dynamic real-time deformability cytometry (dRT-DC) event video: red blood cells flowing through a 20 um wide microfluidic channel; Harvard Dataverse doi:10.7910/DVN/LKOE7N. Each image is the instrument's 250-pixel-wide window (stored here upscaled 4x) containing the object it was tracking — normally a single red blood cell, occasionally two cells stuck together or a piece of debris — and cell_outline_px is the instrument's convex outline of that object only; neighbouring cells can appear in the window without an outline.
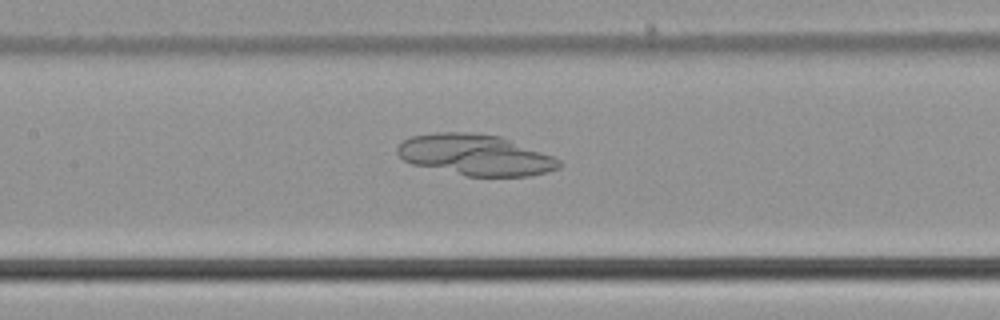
{"species": "common noctule bat (a hibernating species)", "species_latin": "Nyctalus noctula", "temperature_condition": "cold", "stored_images_in_passage": 54, "camera_frame_rate_fps": 3000, "um_per_image_px": 0.085, "animal": {"sex": "male", "body_mass_g": 21.5, "forearm_length_mm": 52.0}, "frame": {"image": 1, "passage_image": 26, "time_ms": 8.333, "image_size_px": [1000, 320], "cell_outline_px": [[564, 164], [560, 168], [548, 172], [528, 176], [464, 176], [412, 164], [404, 160], [396, 152], [396, 148], [404, 140], [412, 136], [436, 132], [468, 132], [500, 136], [552, 156], [560, 160]], "centroid_in_image_um": [40.41, 13.18], "position_along_channel_um": 167.0, "area_um2": 38.61}}
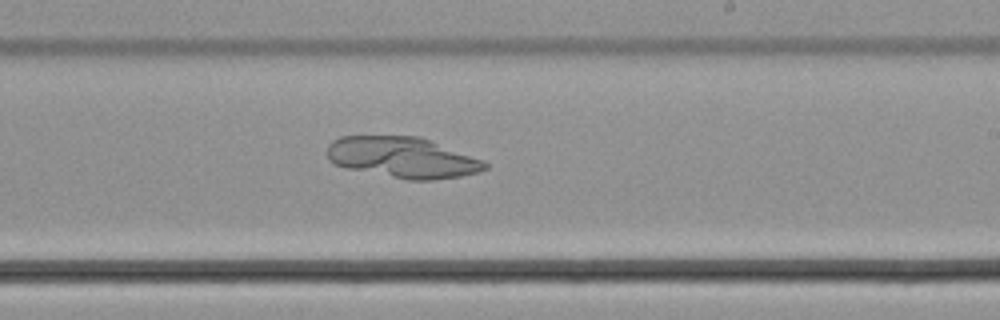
{"frame": {"image": 2, "passage_image": 33, "time_ms": 10.667, "image_size_px": [1000, 320], "cell_outline_px": [[488, 168], [480, 172], [460, 176], [432, 180], [408, 180], [344, 168], [328, 160], [328, 144], [332, 140], [340, 136], [420, 136], [484, 160], [488, 164]], "centroid_in_image_um": [34.22, 13.39], "position_along_channel_um": 254.8, "area_um2": 37.8}}
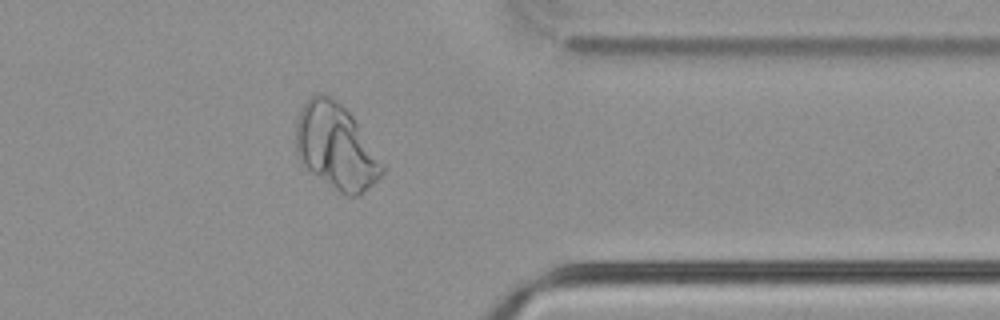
{"frame": {"image": 3, "passage_image": 44, "time_ms": 14.333, "image_size_px": [1000, 320], "cell_outline_px": [[384, 172], [360, 196], [344, 196], [304, 168], [296, 152], [296, 124], [300, 112], [304, 104], [316, 92], [324, 92], [332, 96], [352, 116], [384, 164]], "centroid_in_image_um": [28.54, 12.48], "position_along_channel_um": 382.9, "area_um2": 42.95}}